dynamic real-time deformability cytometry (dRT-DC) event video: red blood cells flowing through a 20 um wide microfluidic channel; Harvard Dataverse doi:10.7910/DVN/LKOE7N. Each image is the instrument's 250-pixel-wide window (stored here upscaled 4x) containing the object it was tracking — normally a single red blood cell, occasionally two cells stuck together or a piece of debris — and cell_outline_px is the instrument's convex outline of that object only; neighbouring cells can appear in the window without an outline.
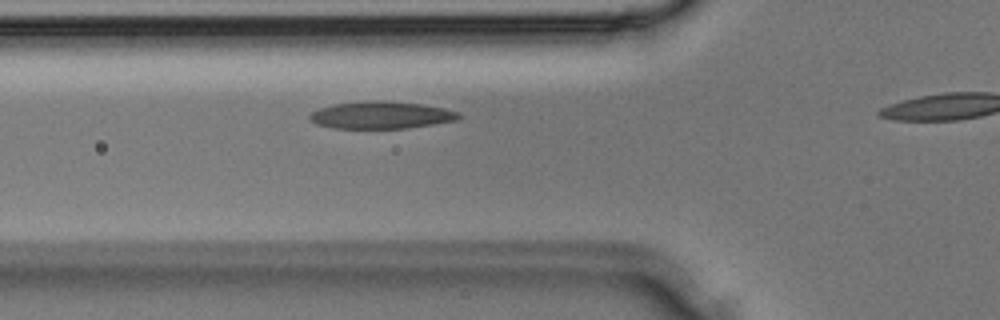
{"species": "Egyptian fruit bat (a non-hibernating species)", "species_latin": "Rousettus aegyptiacus", "temperature_condition": "room temperature", "stored_images_in_passage": 10, "camera_frame_rate_fps": 3000, "um_per_image_px": 0.085, "animal": {"sex": "male"}, "frame": {"image": 1, "passage_image": 2, "time_ms": 0.333, "image_size_px": [1000, 320], "cell_outline_px": [[464, 116], [456, 120], [408, 128], [332, 128], [316, 124], [308, 116], [312, 112], [320, 108], [332, 104], [372, 100], [380, 100], [420, 104], [444, 108], [460, 112]], "centroid_in_image_um": [32.41, 9.78], "position_along_channel_um": 93.4, "area_um2": 23.64}}
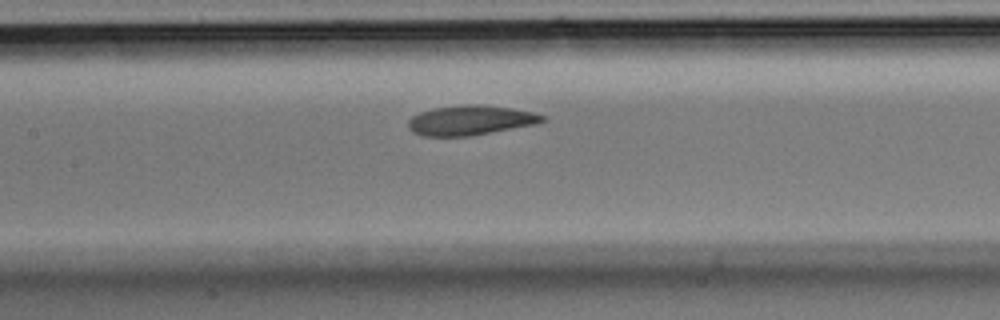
{"frame": {"image": 2, "passage_image": 6, "time_ms": 1.667, "image_size_px": [1000, 320], "cell_outline_px": [[544, 120], [536, 124], [472, 136], [420, 136], [412, 132], [408, 128], [408, 120], [412, 116], [420, 112], [432, 108], [464, 104], [480, 104], [512, 108], [532, 112], [544, 116]], "centroid_in_image_um": [39.94, 10.22], "position_along_channel_um": 167.5, "area_um2": 23.41}}
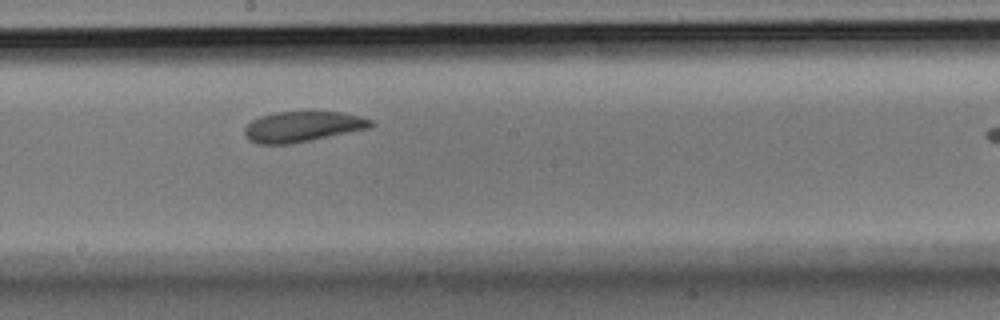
{"frame": {"image": 3, "passage_image": 9, "time_ms": 2.667, "image_size_px": [1000, 320], "cell_outline_px": [[376, 124], [368, 128], [292, 144], [256, 144], [248, 140], [244, 136], [244, 128], [252, 120], [260, 116], [272, 112], [344, 112], [372, 120]], "centroid_in_image_um": [25.67, 10.77], "position_along_channel_um": 222.5, "area_um2": 22.48}}